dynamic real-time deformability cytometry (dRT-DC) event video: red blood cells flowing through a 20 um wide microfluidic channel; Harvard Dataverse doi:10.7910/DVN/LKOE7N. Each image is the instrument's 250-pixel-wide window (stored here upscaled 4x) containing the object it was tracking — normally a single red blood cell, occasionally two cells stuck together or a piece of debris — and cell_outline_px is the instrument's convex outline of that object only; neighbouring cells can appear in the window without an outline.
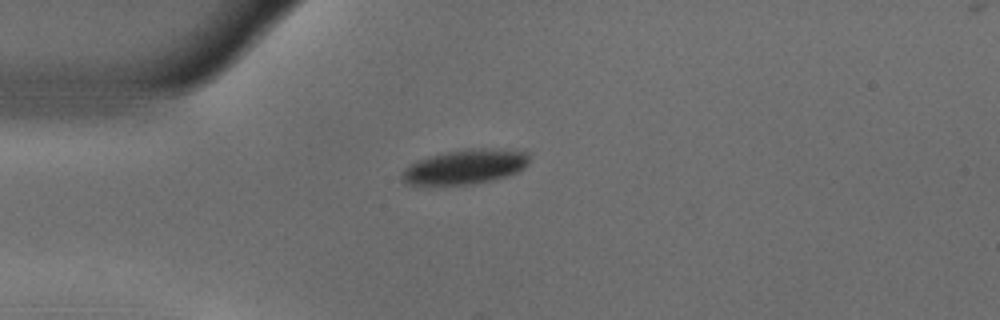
{"species": "common noctule bat (a hibernating species)", "species_latin": "Nyctalus noctula", "temperature_condition": "warm", "stored_images_in_passage": 42, "camera_frame_rate_fps": 3000, "um_per_image_px": 0.085, "animal": {"sex": "male", "body_mass_g": 18.8}, "frame": {"image": 1, "passage_image": 1, "time_ms": 0.0, "image_size_px": [1000, 320], "cell_outline_px": [[528, 164], [524, 168], [516, 172], [492, 180], [472, 184], [432, 188], [404, 184], [400, 176], [400, 172], [404, 168], [416, 160], [428, 156], [444, 152], [464, 148], [488, 148], [524, 152], [528, 156]], "centroid_in_image_um": [39.37, 14.22], "position_along_channel_um": 45.6, "area_um2": 26.59}}
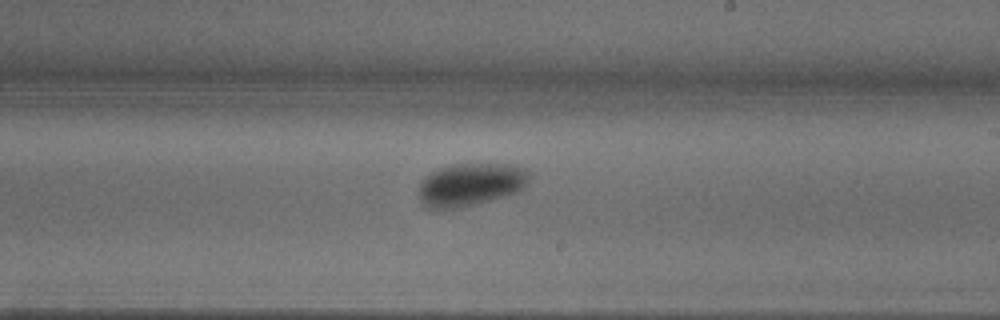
{"frame": {"image": 2, "passage_image": 19, "time_ms": 6.0, "image_size_px": [1000, 320], "cell_outline_px": [[528, 180], [524, 188], [516, 192], [492, 200], [476, 204], [456, 208], [428, 208], [420, 200], [420, 184], [428, 172], [452, 164], [512, 164], [528, 168]], "centroid_in_image_um": [40.02, 15.67], "position_along_channel_um": 249.0, "area_um2": 27.57}}
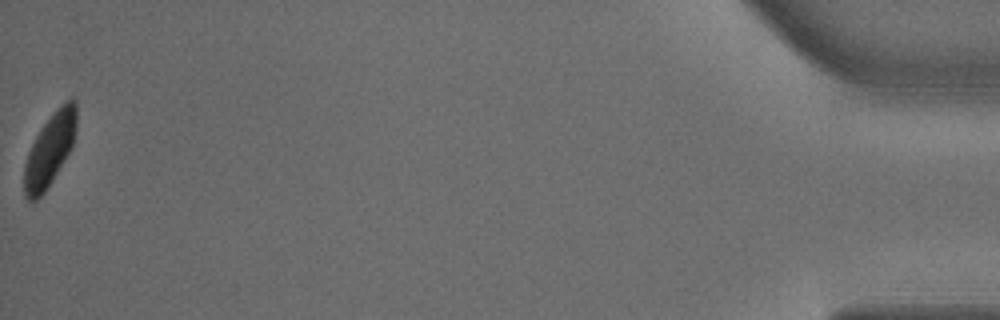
{"frame": {"image": 3, "passage_image": 42, "time_ms": 13.667, "image_size_px": [1000, 320], "cell_outline_px": [[76, 128], [72, 148], [52, 180], [44, 192], [32, 204], [24, 196], [24, 164], [28, 152], [40, 128], [56, 108], [60, 104], [72, 96], [76, 100]], "centroid_in_image_um": [4.23, 12.71], "position_along_channel_um": 431.0, "area_um2": 22.25}, "authors_computed_cell_mechanics": {"area_um2": 25.9811, "velocity_mm_per_s": 3.6541, "shape_relaxation_time_tau1_ms": 1.9929, "shape_relaxation_time_tau2_ms": null, "deformation_change_tau1": 0.1155, "deformation_change_tau2": null}}